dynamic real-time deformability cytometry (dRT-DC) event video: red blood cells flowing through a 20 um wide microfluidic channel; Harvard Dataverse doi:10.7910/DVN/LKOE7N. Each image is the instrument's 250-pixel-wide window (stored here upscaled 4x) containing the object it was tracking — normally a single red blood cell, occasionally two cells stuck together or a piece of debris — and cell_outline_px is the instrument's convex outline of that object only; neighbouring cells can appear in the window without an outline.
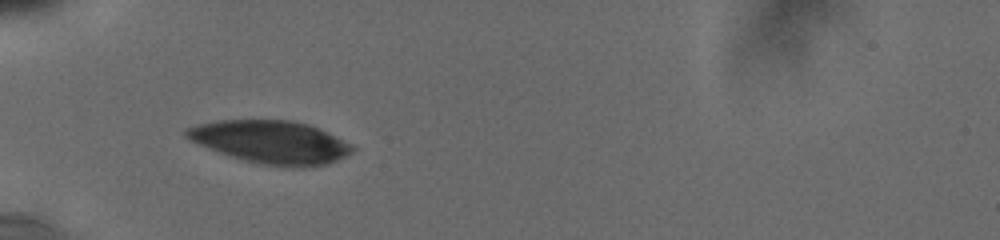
{"species": "human", "species_latin": "Homo sapiens", "temperature_condition": "cold", "stored_images_in_passage": 22, "camera_frame_rate_fps": 3000, "um_per_image_px": 0.085, "donor": {"sex": "male"}, "frame": {"image": 1, "passage_image": 1, "time_ms": 0.0, "image_size_px": [1000, 240], "cell_outline_px": [[356, 148], [352, 152], [336, 160], [324, 164], [300, 168], [292, 168], [260, 164], [244, 160], [220, 152], [200, 144], [184, 136], [184, 128], [196, 124], [220, 120], [292, 120], [308, 124], [352, 144]], "centroid_in_image_um": [23.02, 12.07], "position_along_channel_um": 62.0, "area_um2": 41.21}}
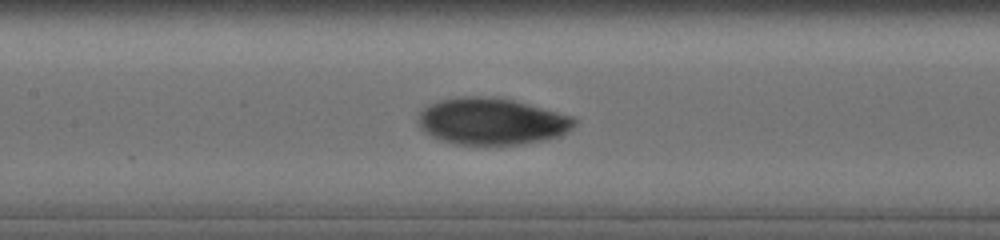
{"frame": {"image": 2, "passage_image": 9, "time_ms": 3.0, "image_size_px": [1000, 240], "cell_outline_px": [[576, 124], [568, 132], [560, 136], [544, 140], [520, 144], [456, 144], [440, 140], [424, 132], [420, 128], [420, 112], [428, 104], [440, 100], [456, 96], [492, 96], [512, 100], [572, 116], [576, 120]], "centroid_in_image_um": [41.79, 10.31], "position_along_channel_um": 165.6, "area_um2": 42.43}}
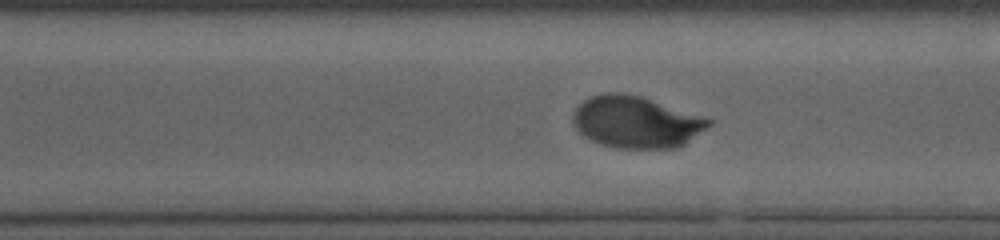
{"frame": {"image": 3, "passage_image": 20, "time_ms": 7.0, "image_size_px": [1000, 240], "cell_outline_px": [[712, 124], [708, 128], [684, 144], [676, 148], [616, 148], [592, 140], [584, 136], [576, 128], [572, 120], [572, 116], [576, 108], [584, 100], [592, 96], [604, 92], [620, 92], [640, 96], [712, 120]], "centroid_in_image_um": [54.05, 10.37], "position_along_channel_um": 316.5, "area_um2": 40.52}}